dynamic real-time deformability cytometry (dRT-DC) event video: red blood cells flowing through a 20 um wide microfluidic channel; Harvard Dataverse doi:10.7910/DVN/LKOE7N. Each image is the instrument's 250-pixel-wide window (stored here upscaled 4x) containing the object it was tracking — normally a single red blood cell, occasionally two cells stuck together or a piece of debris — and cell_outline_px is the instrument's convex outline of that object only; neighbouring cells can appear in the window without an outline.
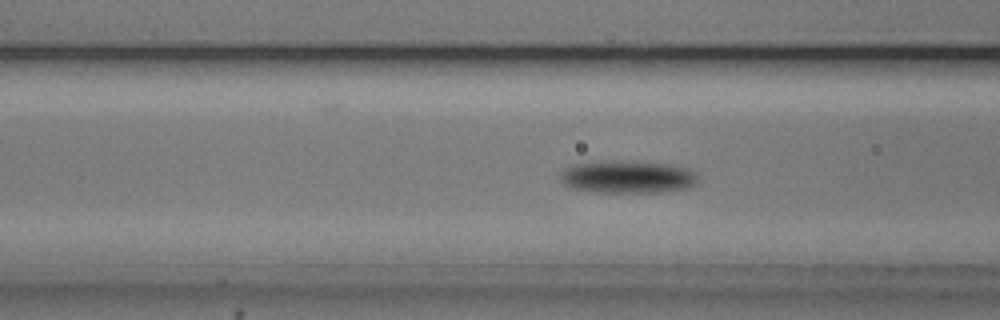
{"species": "common noctule bat (a hibernating species)", "species_latin": "Nyctalus noctula", "temperature_condition": "cold", "stored_images_in_passage": 55, "camera_frame_rate_fps": 3000, "um_per_image_px": 0.085, "animal": {"sex": "male", "body_mass_g": 20.5, "forearm_length_mm": 52.5}, "frame": {"image": 1, "passage_image": 21, "time_ms": 6.667, "image_size_px": [1000, 320], "cell_outline_px": [[696, 184], [688, 188], [660, 192], [592, 192], [576, 188], [564, 184], [560, 180], [560, 172], [576, 164], [604, 160], [612, 160], [672, 164], [688, 168], [696, 172]], "centroid_in_image_um": [53.37, 15.03], "position_along_channel_um": 113.2, "area_um2": 26.18}}
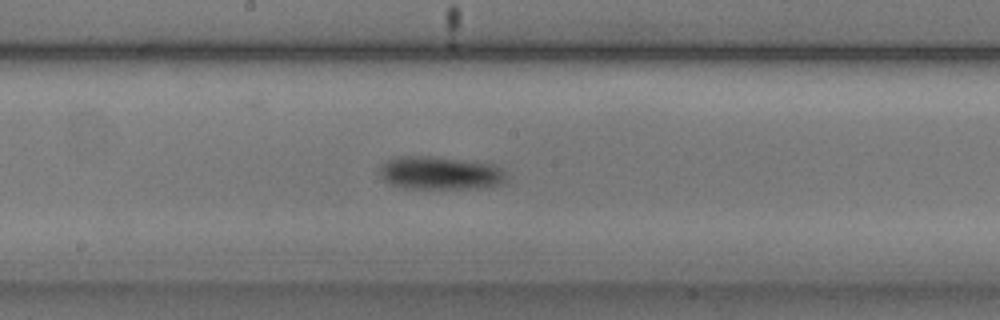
{"frame": {"image": 2, "passage_image": 29, "time_ms": 9.333, "image_size_px": [1000, 320], "cell_outline_px": [[504, 184], [484, 188], [404, 188], [388, 184], [380, 176], [380, 164], [396, 156], [432, 156], [492, 164], [504, 168]], "centroid_in_image_um": [37.39, 14.71], "position_along_channel_um": 210.8, "area_um2": 24.62}}
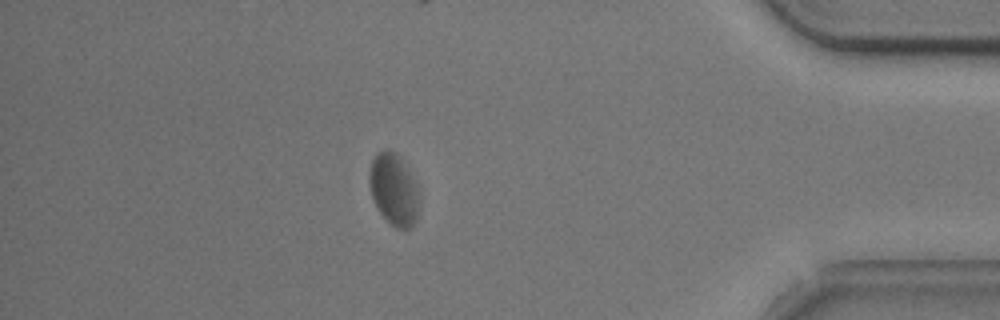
{"frame": {"image": 3, "passage_image": 48, "time_ms": 15.667, "image_size_px": [1000, 320], "cell_outline_px": [[420, 204], [416, 220], [408, 228], [396, 228], [380, 212], [372, 200], [368, 184], [368, 172], [372, 160], [376, 152], [392, 152], [400, 156], [416, 188]], "centroid_in_image_um": [33.43, 16.13], "position_along_channel_um": 401.8, "area_um2": 20.4}, "authors_computed_cell_mechanics": {"area_um2": 22.8888, "velocity_mm_per_s": 3.6479, "shape_relaxation_time_tau1_ms": 2.1085, "shape_relaxation_time_tau2_ms": 3.1867, "deformation_change_tau1": 0.0858, "deformation_change_tau2": 0.0467}}